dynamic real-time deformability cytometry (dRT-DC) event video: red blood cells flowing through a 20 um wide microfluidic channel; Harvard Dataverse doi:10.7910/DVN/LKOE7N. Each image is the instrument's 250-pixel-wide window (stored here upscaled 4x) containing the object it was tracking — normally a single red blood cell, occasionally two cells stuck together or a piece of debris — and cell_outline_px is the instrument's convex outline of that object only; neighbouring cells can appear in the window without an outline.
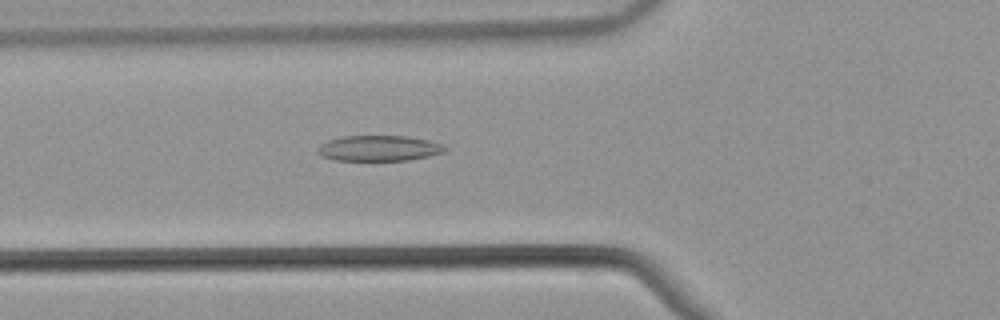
{"species": "common noctule bat (a hibernating species)", "species_latin": "Nyctalus noctula", "temperature_condition": "warm", "stored_images_in_passage": 53, "camera_frame_rate_fps": 3000, "um_per_image_px": 0.085, "animal": {"sex": "male", "body_mass_g": 21.5, "forearm_length_mm": 52.0}, "frame": {"image": 1, "passage_image": 20, "time_ms": 6.333, "image_size_px": [1000, 320], "cell_outline_px": [[448, 148], [444, 152], [428, 156], [408, 160], [332, 160], [316, 152], [320, 144], [328, 140], [340, 136], [408, 136], [428, 140], [440, 144]], "centroid_in_image_um": [32.18, 12.59], "position_along_channel_um": 93.6, "area_um2": 18.9}}
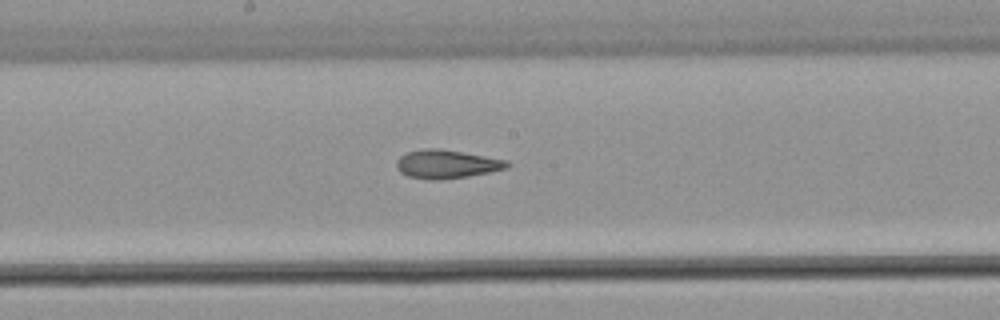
{"frame": {"image": 2, "passage_image": 29, "time_ms": 9.333, "image_size_px": [1000, 320], "cell_outline_px": [[512, 164], [508, 168], [468, 176], [432, 180], [408, 176], [400, 172], [396, 168], [396, 160], [400, 156], [408, 152], [424, 148], [440, 148], [508, 160]], "centroid_in_image_um": [37.97, 13.94], "position_along_channel_um": 210.2, "area_um2": 18.38}}
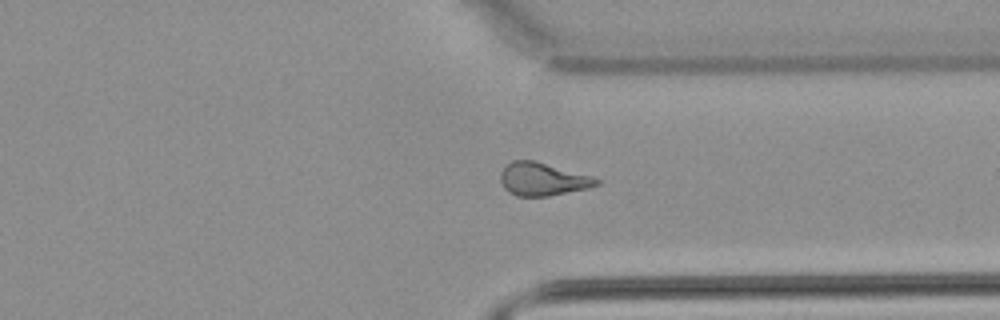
{"frame": {"image": 3, "passage_image": 41, "time_ms": 13.333, "image_size_px": [1000, 320], "cell_outline_px": [[600, 184], [588, 188], [548, 196], [516, 196], [508, 192], [504, 188], [500, 180], [500, 172], [512, 160], [532, 160], [592, 176], [600, 180]], "centroid_in_image_um": [46.11, 15.24], "position_along_channel_um": 365.3, "area_um2": 18.32}, "authors_computed_cell_mechanics": {"area_um2": 19.1318, "velocity_mm_per_s": 3.8832, "shape_relaxation_time_tau1_ms": null, "shape_relaxation_time_tau2_ms": 2.6946, "deformation_change_tau1": null, "deformation_change_tau2": 0.1084}}